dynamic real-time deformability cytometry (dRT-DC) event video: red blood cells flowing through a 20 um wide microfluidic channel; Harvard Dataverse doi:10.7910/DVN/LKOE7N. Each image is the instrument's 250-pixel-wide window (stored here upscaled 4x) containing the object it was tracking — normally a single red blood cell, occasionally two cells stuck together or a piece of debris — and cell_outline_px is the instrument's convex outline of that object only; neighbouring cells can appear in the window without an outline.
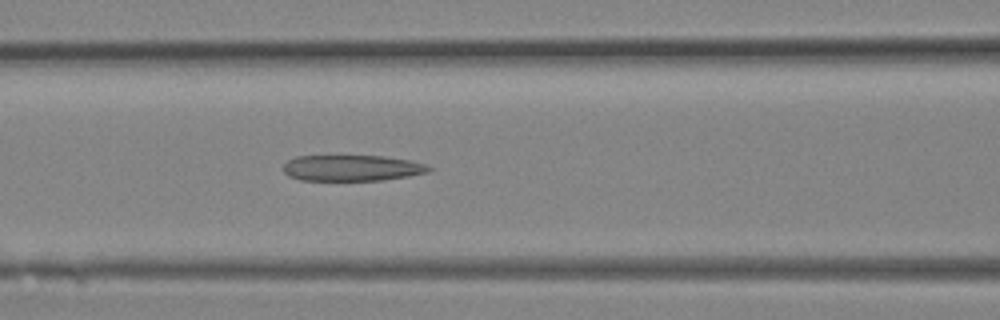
{"species": "Egyptian fruit bat (a non-hibernating species)", "species_latin": "Rousettus aegyptiacus", "temperature_condition": "room temperature", "stored_images_in_passage": 12, "camera_frame_rate_fps": 3000, "um_per_image_px": 0.085, "animal": {"sex": "female"}, "frame": {"image": 1, "passage_image": 12, "time_ms": 3.667, "image_size_px": [1000, 320], "cell_outline_px": [[432, 168], [428, 172], [408, 176], [384, 180], [300, 180], [288, 176], [284, 172], [284, 164], [288, 160], [296, 156], [384, 156], [412, 160], [428, 164]], "centroid_in_image_um": [29.94, 14.27], "position_along_channel_um": 136.7, "area_um2": 22.14}}